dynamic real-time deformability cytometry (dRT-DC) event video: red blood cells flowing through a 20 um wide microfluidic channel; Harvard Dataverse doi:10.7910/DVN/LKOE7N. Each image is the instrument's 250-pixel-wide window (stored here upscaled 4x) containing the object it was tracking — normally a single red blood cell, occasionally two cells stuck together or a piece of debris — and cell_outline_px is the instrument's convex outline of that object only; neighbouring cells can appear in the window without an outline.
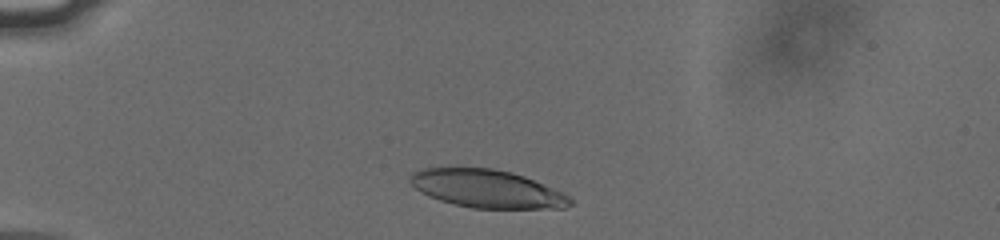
{"species": "human", "species_latin": "Homo sapiens", "temperature_condition": "cold", "stored_images_in_passage": 35, "camera_frame_rate_fps": 3000, "um_per_image_px": 0.085, "donor": {"sex": "male"}, "frame": {"image": 1, "passage_image": 3, "time_ms": 0.667, "image_size_px": [1000, 240], "cell_outline_px": [[572, 204], [564, 208], [472, 208], [440, 200], [428, 196], [420, 192], [408, 180], [408, 176], [412, 172], [420, 168], [492, 168], [512, 172], [524, 176], [560, 192], [568, 196], [572, 200]], "centroid_in_image_um": [41.33, 16.04], "position_along_channel_um": 43.7, "area_um2": 35.14}}
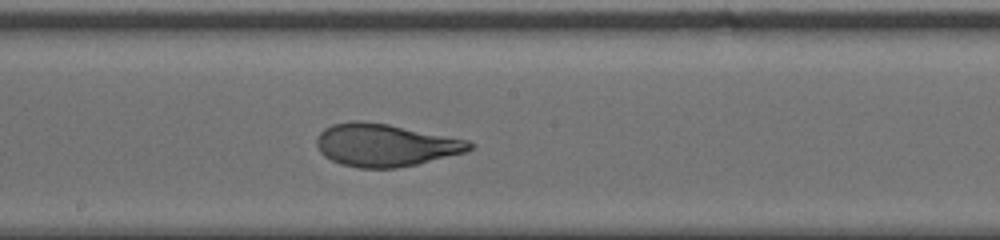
{"frame": {"image": 2, "passage_image": 20, "time_ms": 6.333, "image_size_px": [1000, 240], "cell_outline_px": [[472, 148], [464, 152], [416, 164], [396, 168], [356, 168], [340, 164], [324, 156], [320, 152], [316, 144], [316, 140], [320, 132], [324, 128], [332, 124], [352, 120], [360, 120], [388, 124], [468, 140], [472, 144]], "centroid_in_image_um": [32.68, 12.33], "position_along_channel_um": 215.5, "area_um2": 37.8}}
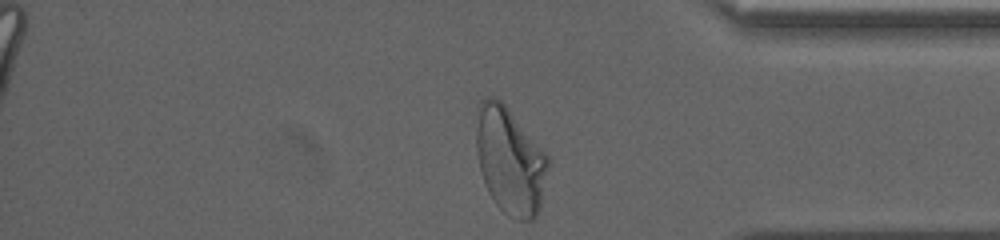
{"frame": {"image": 3, "passage_image": 35, "time_ms": 11.333, "image_size_px": [1000, 240], "cell_outline_px": [[552, 164], [540, 208], [536, 216], [532, 220], [516, 220], [508, 216], [496, 204], [488, 192], [480, 168], [476, 152], [476, 104], [480, 100], [488, 96], [496, 96], [504, 104], [548, 156]], "centroid_in_image_um": [43.36, 13.66], "position_along_channel_um": 391.8, "area_um2": 45.37}, "authors_computed_cell_mechanics": {"area_um2": 37.7434, "velocity_mm_per_s": 3.7823, "shape_relaxation_time_tau1_ms": 5.9941, "shape_relaxation_time_tau2_ms": 0.677, "deformation_change_tau1": 0.2316, "deformation_change_tau2": 0.0644}}